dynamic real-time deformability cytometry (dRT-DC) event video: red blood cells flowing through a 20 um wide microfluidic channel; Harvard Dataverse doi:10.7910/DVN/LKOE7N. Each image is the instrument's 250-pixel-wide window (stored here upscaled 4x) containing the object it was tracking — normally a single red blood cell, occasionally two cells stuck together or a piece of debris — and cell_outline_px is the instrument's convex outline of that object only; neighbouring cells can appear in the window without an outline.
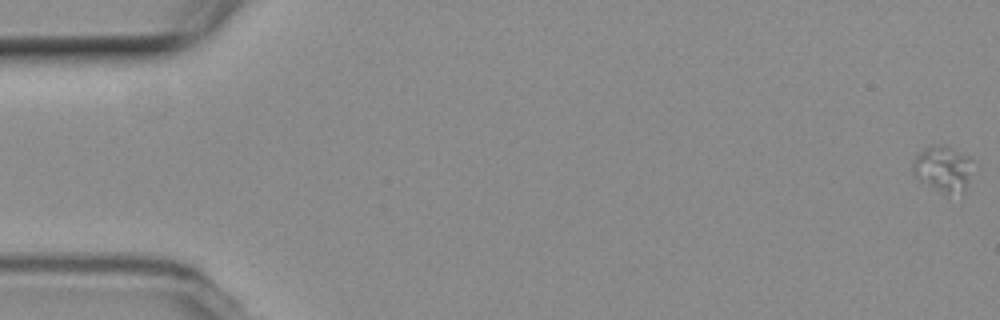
{"species": "common noctule bat (a hibernating species)", "species_latin": "Nyctalus noctula", "temperature_condition": "room temperature", "stored_images_in_passage": 60, "camera_frame_rate_fps": 3000, "um_per_image_px": 0.085, "animal": {"sex": "female", "body_mass_g": 19.3, "forearm_length_mm": 54.1}, "frame": {"image": 1, "passage_image": 1, "time_ms": 0.0, "image_size_px": [1000, 320], "cell_outline_px": [[972, 160], [968, 180], [964, 192], [948, 196], [916, 176], [912, 172], [912, 164], [916, 156], [924, 148], [936, 144], [952, 148], [968, 156]], "centroid_in_image_um": [80.16, 14.35], "position_along_channel_um": 4.8, "area_um2": 15.66}}
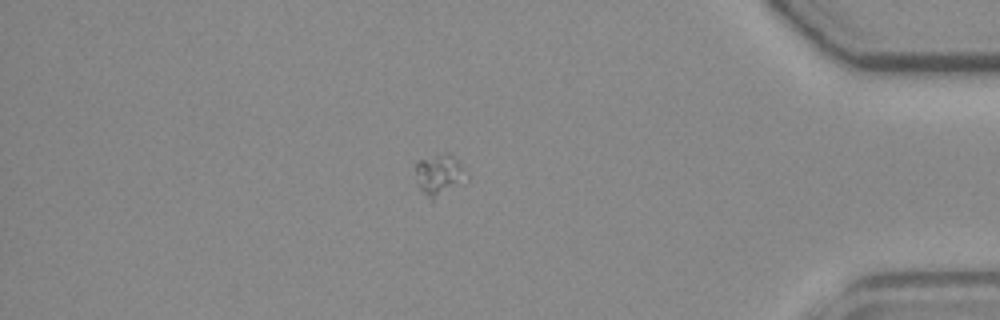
{"frame": {"image": 2, "passage_image": 52, "time_ms": 17.0, "image_size_px": [1000, 320], "cell_outline_px": [[468, 180], [432, 200], [420, 188], [416, 172], [416, 160], [440, 156], [448, 156], [460, 164], [468, 176]], "centroid_in_image_um": [37.35, 14.9], "position_along_channel_um": 397.9, "area_um2": 11.33}}
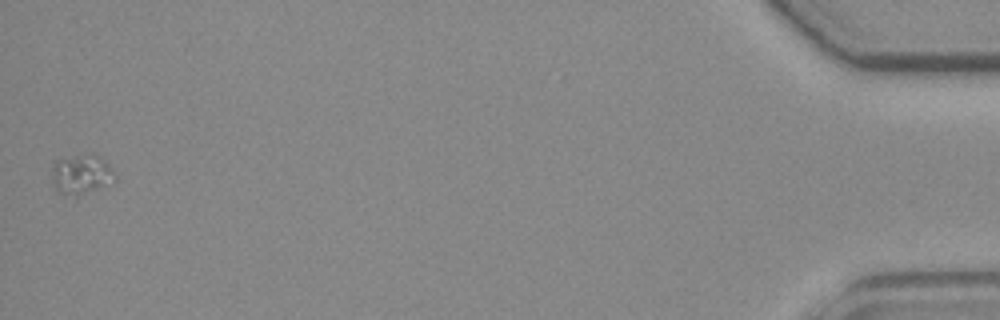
{"frame": {"image": 3, "passage_image": 60, "time_ms": 19.667, "image_size_px": [1000, 320], "cell_outline_px": [[116, 184], [76, 196], [60, 192], [56, 188], [52, 176], [52, 164], [56, 160], [76, 156], [100, 156], [116, 172]], "centroid_in_image_um": [7.0, 14.85], "position_along_channel_um": 428.2, "area_um2": 14.57}}